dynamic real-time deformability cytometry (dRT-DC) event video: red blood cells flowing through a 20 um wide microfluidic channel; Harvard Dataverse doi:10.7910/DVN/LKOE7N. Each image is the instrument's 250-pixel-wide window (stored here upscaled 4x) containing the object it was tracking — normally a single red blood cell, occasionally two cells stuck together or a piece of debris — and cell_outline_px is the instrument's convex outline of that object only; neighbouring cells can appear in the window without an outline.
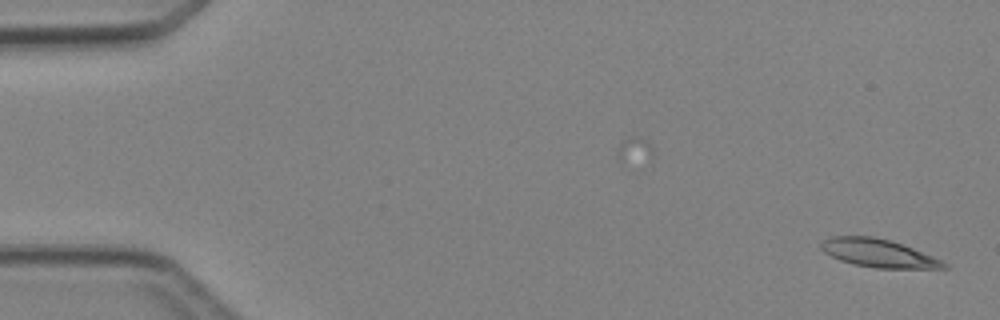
{"species": "Egyptian fruit bat (a non-hibernating species)", "species_latin": "Rousettus aegyptiacus", "temperature_condition": "cold", "stored_images_in_passage": 2, "camera_frame_rate_fps": 3000, "um_per_image_px": 0.085, "animal": {"sex": "female"}, "frame": {"image": 1, "passage_image": 2, "time_ms": 1.333, "image_size_px": [1000, 320], "cell_outline_px": [[948, 268], [876, 268], [852, 264], [840, 260], [824, 252], [820, 248], [820, 244], [824, 240], [832, 236], [872, 236], [888, 240], [912, 248], [932, 256], [948, 264]], "centroid_in_image_um": [74.63, 21.52], "position_along_channel_um": 10.4, "area_um2": 19.83}}